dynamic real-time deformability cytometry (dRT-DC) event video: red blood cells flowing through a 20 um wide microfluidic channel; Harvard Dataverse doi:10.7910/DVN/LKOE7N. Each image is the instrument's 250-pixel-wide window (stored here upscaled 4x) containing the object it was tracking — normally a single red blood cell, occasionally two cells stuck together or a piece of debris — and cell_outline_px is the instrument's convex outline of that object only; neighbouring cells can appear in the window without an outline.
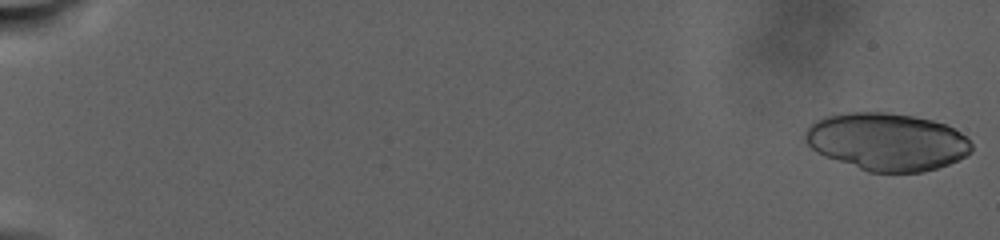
{"species": "human", "species_latin": "Homo sapiens", "temperature_condition": "warm", "stored_images_in_passage": 57, "camera_frame_rate_fps": 3000, "um_per_image_px": 0.085, "donor": {"sex": "male"}, "frame": {"image": 1, "passage_image": 1, "time_ms": 0.0, "image_size_px": [1000, 240], "cell_outline_px": [[972, 152], [948, 164], [924, 172], [868, 172], [824, 156], [816, 152], [804, 140], [804, 132], [816, 120], [824, 116], [848, 112], [888, 112], [912, 116], [932, 120], [944, 124], [960, 132], [972, 144]], "centroid_in_image_um": [75.36, 12.05], "position_along_channel_um": 9.6, "area_um2": 55.78}}
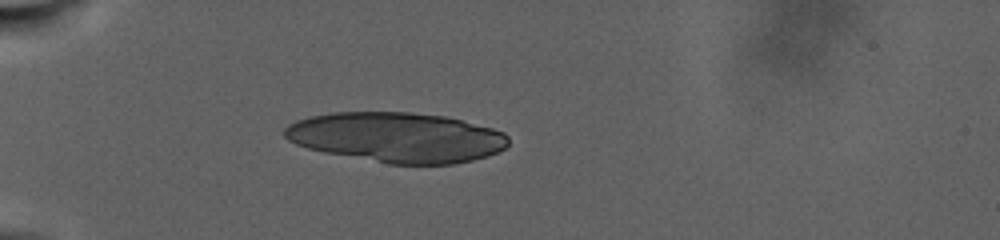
{"frame": {"image": 2, "passage_image": 20, "time_ms": 10.0, "image_size_px": [1000, 240], "cell_outline_px": [[508, 144], [504, 148], [488, 156], [456, 164], [388, 164], [324, 152], [308, 148], [296, 144], [288, 140], [284, 136], [284, 128], [288, 124], [296, 120], [312, 116], [332, 112], [408, 112], [444, 116], [492, 128], [504, 132], [508, 136]], "centroid_in_image_um": [33.71, 11.67], "position_along_channel_um": 51.3, "area_um2": 65.2}}